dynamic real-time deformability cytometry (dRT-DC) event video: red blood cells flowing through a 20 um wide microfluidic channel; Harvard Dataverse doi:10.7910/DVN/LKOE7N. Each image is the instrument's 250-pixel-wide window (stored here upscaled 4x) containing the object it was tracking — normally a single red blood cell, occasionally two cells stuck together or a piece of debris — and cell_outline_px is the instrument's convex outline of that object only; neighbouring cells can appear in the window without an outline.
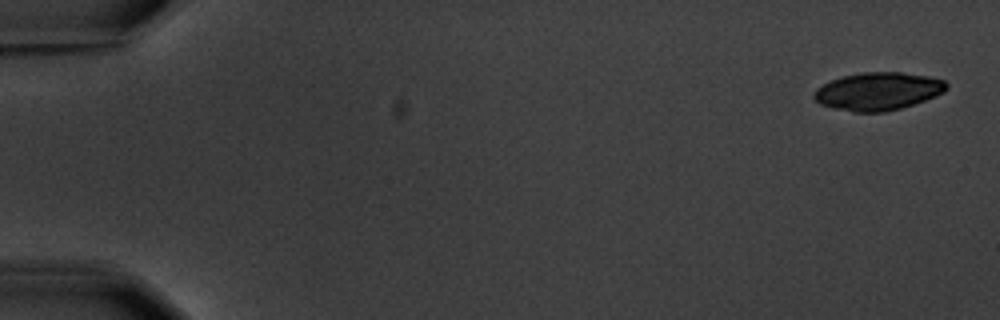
{"species": "common noctule bat (a hibernating species)", "species_latin": "Nyctalus noctula", "temperature_condition": "warm", "stored_images_in_passage": 5, "camera_frame_rate_fps": 3000, "um_per_image_px": 0.085, "animal": {"sex": "male", "body_mass_g": 20.1, "forearm_length_mm": 53.5}, "frame": {"image": 1, "passage_image": 1, "time_ms": 0.0, "image_size_px": [1000, 320], "cell_outline_px": [[948, 88], [944, 92], [936, 96], [900, 108], [884, 112], [852, 112], [832, 108], [820, 104], [812, 96], [816, 88], [832, 80], [844, 76], [864, 72], [900, 72], [928, 76], [944, 80], [948, 84]], "centroid_in_image_um": [74.63, 7.76], "position_along_channel_um": 10.4, "area_um2": 29.13}}